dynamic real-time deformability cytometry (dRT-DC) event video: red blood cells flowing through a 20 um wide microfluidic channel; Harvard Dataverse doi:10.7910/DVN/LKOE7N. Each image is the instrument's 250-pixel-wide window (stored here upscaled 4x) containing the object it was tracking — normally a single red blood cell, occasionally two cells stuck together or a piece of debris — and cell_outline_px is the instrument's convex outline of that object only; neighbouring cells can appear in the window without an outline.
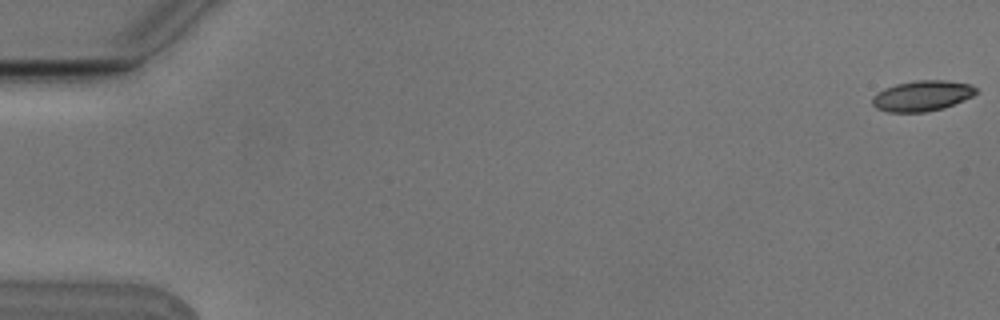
{"species": "Egyptian fruit bat (a non-hibernating species)", "species_latin": "Rousettus aegyptiacus", "temperature_condition": "cold", "stored_images_in_passage": 7, "segment_of_instrument_passage": [1, 2], "camera_frame_rate_fps": 3000, "um_per_image_px": 0.085, "animal": {"sex": "male"}, "frame": {"image": 1, "passage_image": 1, "time_ms": 0.0, "image_size_px": [1000, 320], "cell_outline_px": [[980, 92], [964, 100], [944, 108], [924, 112], [888, 112], [876, 108], [872, 104], [872, 96], [876, 92], [884, 88], [896, 84], [916, 80], [944, 80], [972, 84]], "centroid_in_image_um": [78.38, 8.14], "position_along_channel_um": 6.6, "area_um2": 18.67}}
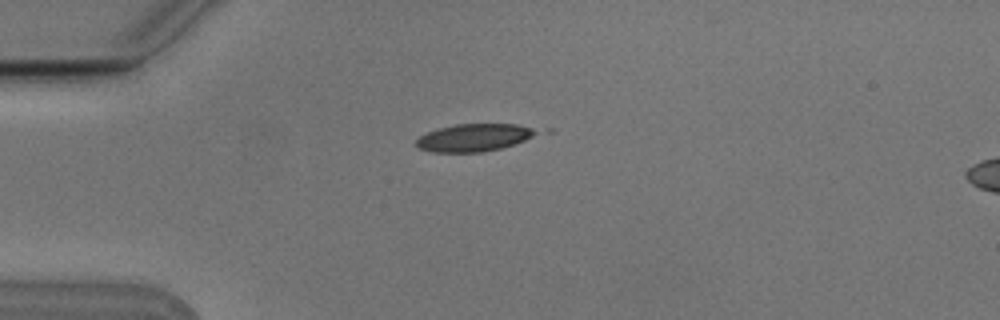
{"frame": {"image": 2, "passage_image": 5, "time_ms": 1.333, "image_size_px": [1000, 320], "cell_outline_px": [[540, 132], [524, 140], [500, 148], [480, 152], [432, 152], [420, 148], [416, 144], [416, 140], [420, 136], [428, 132], [440, 128], [456, 124], [516, 124], [532, 128]], "centroid_in_image_um": [40.27, 11.69], "position_along_channel_um": 44.7, "area_um2": 18.9}}